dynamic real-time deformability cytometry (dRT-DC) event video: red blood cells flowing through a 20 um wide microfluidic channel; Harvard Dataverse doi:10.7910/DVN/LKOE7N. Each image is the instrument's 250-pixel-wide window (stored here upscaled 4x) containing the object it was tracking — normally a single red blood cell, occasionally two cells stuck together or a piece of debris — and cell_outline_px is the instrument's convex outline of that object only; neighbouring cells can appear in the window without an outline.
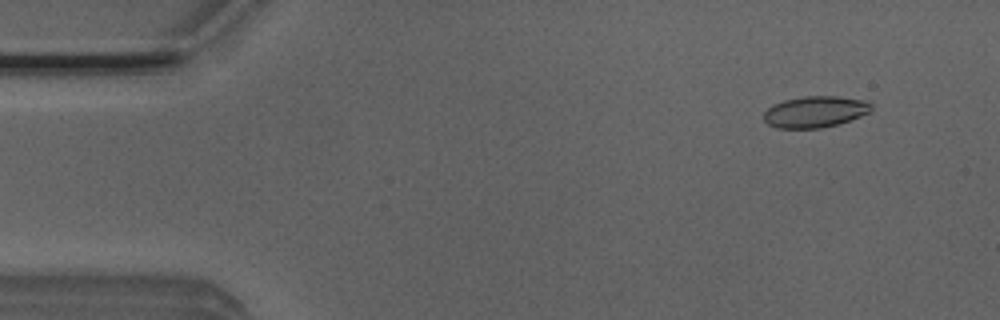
{"species": "Egyptian fruit bat (a non-hibernating species)", "species_latin": "Rousettus aegyptiacus", "temperature_condition": "room temperature", "stored_images_in_passage": 4, "camera_frame_rate_fps": 3000, "um_per_image_px": 0.085, "animal": {"sex": "male"}, "frame": {"image": 1, "passage_image": 1, "time_ms": 0.0, "image_size_px": [1000, 320], "cell_outline_px": [[872, 108], [868, 112], [860, 116], [836, 124], [820, 128], [776, 128], [768, 124], [764, 120], [764, 112], [772, 104], [784, 100], [804, 96], [836, 96], [864, 100], [872, 104]], "centroid_in_image_um": [69.24, 9.49], "position_along_channel_um": 15.8, "area_um2": 19.48}}
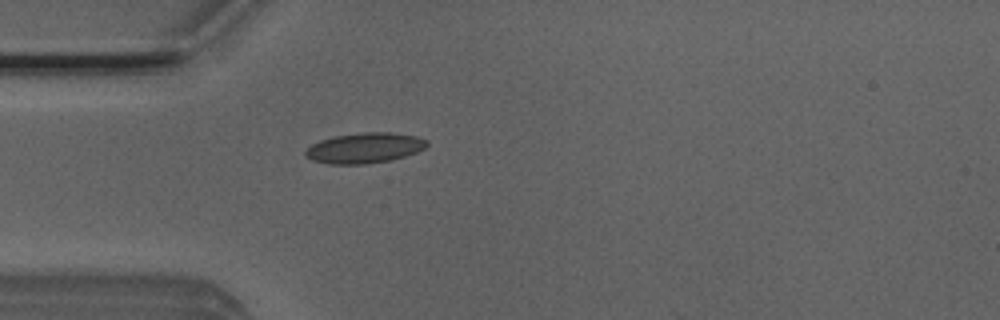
{"frame": {"image": 2, "passage_image": 4, "time_ms": 1.0, "image_size_px": [1000, 320], "cell_outline_px": [[428, 144], [424, 148], [416, 152], [392, 160], [364, 164], [328, 164], [312, 160], [304, 156], [304, 152], [312, 144], [320, 140], [336, 136], [360, 132], [392, 132], [416, 136], [428, 140]], "centroid_in_image_um": [30.98, 12.57], "position_along_channel_um": 54.0, "area_um2": 21.56}}